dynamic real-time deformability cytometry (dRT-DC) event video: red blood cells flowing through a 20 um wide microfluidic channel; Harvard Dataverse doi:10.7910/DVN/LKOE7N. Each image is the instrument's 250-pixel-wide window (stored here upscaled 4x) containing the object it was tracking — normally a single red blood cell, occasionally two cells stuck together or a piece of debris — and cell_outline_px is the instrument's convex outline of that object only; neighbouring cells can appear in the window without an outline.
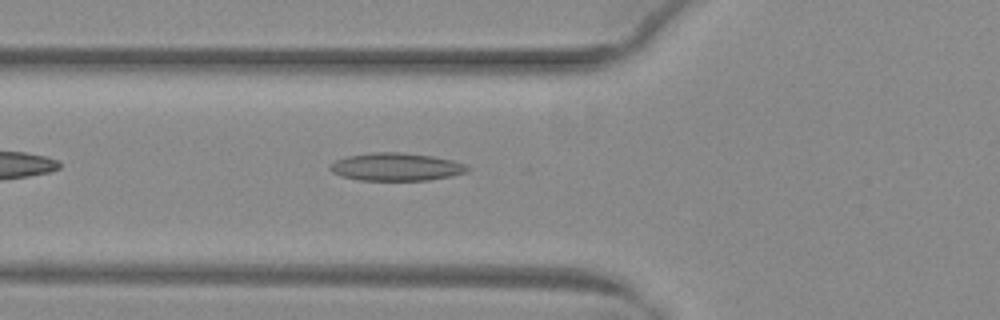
{"species": "common noctule bat (a hibernating species)", "species_latin": "Nyctalus noctula", "temperature_condition": "warm", "stored_images_in_passage": 33, "camera_frame_rate_fps": 3000, "um_per_image_px": 0.085, "animal": {"sex": "female", "body_mass_g": 29.2, "forearm_length_mm": 56.3}, "frame": {"image": 1, "passage_image": 5, "time_ms": 1.333, "image_size_px": [1000, 320], "cell_outline_px": [[472, 168], [468, 172], [452, 176], [428, 180], [360, 180], [344, 176], [332, 172], [328, 168], [328, 164], [336, 160], [348, 156], [372, 152], [400, 152], [432, 156], [452, 160], [464, 164]], "centroid_in_image_um": [33.69, 14.18], "position_along_channel_um": 92.1, "area_um2": 22.31}}
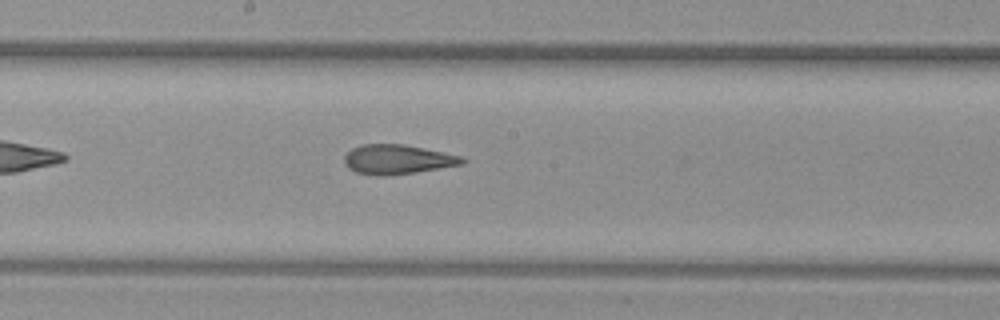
{"frame": {"image": 2, "passage_image": 14, "time_ms": 4.333, "image_size_px": [1000, 320], "cell_outline_px": [[468, 160], [464, 164], [412, 172], [384, 176], [376, 176], [356, 172], [348, 168], [344, 164], [344, 156], [352, 148], [364, 144], [400, 144], [464, 156]], "centroid_in_image_um": [33.78, 13.55], "position_along_channel_um": 214.4, "area_um2": 20.11}}
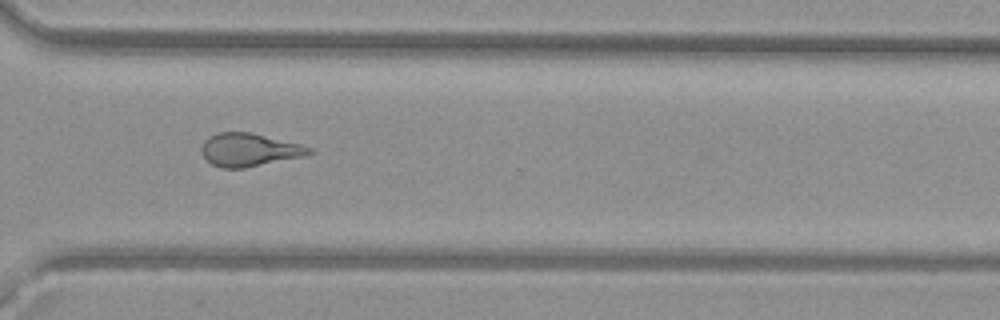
{"frame": {"image": 3, "passage_image": 24, "time_ms": 7.667, "image_size_px": [1000, 320], "cell_outline_px": [[316, 152], [304, 156], [244, 168], [220, 168], [212, 164], [200, 152], [200, 148], [204, 140], [208, 136], [216, 132], [248, 132], [300, 144], [312, 148]], "centroid_in_image_um": [21.15, 12.73], "position_along_channel_um": 349.4, "area_um2": 20.75}, "authors_computed_cell_mechanics": {"area_um2": 20.7502, "velocity_mm_per_s": 4.0621, "shape_relaxation_time_tau1_ms": null, "shape_relaxation_time_tau2_ms": 2.3748, "deformation_change_tau1": null, "deformation_change_tau2": 0.1135}}